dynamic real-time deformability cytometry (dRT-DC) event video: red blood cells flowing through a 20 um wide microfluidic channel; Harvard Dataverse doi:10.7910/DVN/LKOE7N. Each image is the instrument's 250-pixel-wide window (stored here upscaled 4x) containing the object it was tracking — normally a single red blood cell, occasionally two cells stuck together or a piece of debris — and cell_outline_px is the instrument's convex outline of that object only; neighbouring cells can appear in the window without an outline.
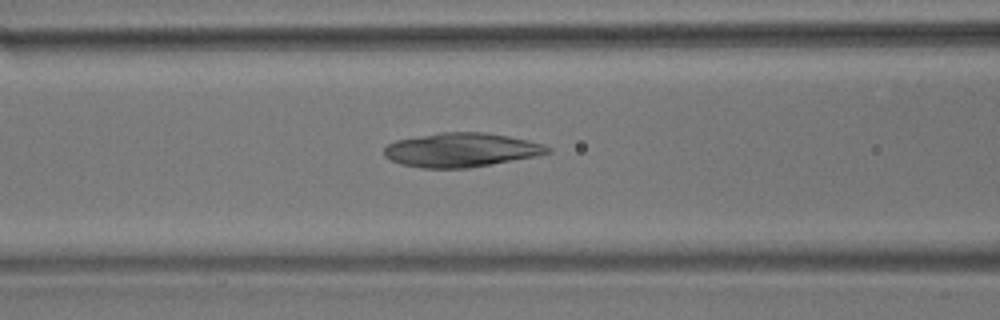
{"species": "common noctule bat (a hibernating species)", "species_latin": "Nyctalus noctula", "temperature_condition": "room temperature", "stored_images_in_passage": 55, "camera_frame_rate_fps": 3000, "um_per_image_px": 0.085, "animal": {"sex": "male", "body_mass_g": 17.9}, "frame": {"image": 1, "passage_image": 22, "time_ms": 7.0, "image_size_px": [1000, 320], "cell_outline_px": [[552, 152], [540, 156], [468, 168], [424, 168], [400, 164], [384, 156], [384, 148], [388, 144], [396, 140], [440, 132], [484, 132], [508, 136], [528, 140], [544, 144], [552, 148]], "centroid_in_image_um": [39.25, 12.75], "position_along_channel_um": 127.3, "area_um2": 32.66}}
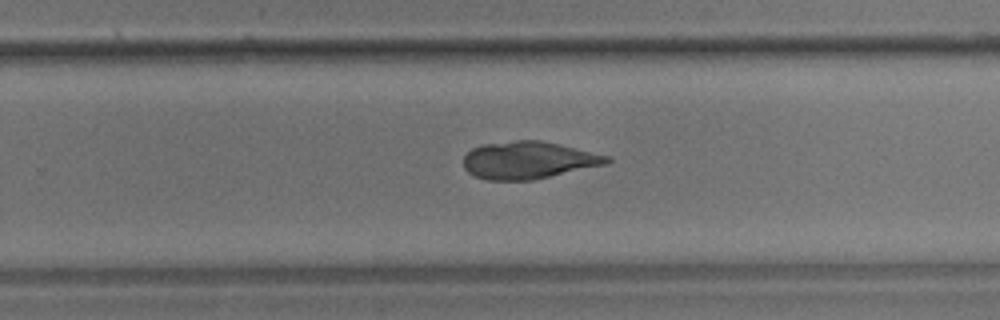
{"frame": {"image": 2, "passage_image": 35, "time_ms": 11.333, "image_size_px": [1000, 320], "cell_outline_px": [[612, 160], [608, 164], [532, 180], [488, 180], [476, 176], [468, 172], [464, 168], [464, 156], [472, 148], [480, 144], [516, 140], [540, 140], [608, 156]], "centroid_in_image_um": [44.88, 13.61], "position_along_channel_um": 284.9, "area_um2": 31.04}}
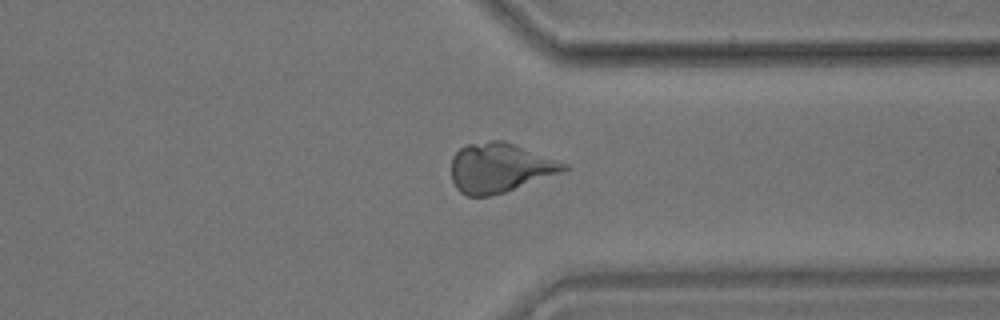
{"frame": {"image": 3, "passage_image": 42, "time_ms": 13.667, "image_size_px": [1000, 320], "cell_outline_px": [[572, 168], [564, 172], [504, 192], [488, 196], [468, 196], [460, 192], [456, 188], [452, 180], [452, 156], [460, 148], [468, 144], [492, 140], [504, 140], [568, 164]], "centroid_in_image_um": [42.5, 14.26], "position_along_channel_um": 368.9, "area_um2": 32.43}}